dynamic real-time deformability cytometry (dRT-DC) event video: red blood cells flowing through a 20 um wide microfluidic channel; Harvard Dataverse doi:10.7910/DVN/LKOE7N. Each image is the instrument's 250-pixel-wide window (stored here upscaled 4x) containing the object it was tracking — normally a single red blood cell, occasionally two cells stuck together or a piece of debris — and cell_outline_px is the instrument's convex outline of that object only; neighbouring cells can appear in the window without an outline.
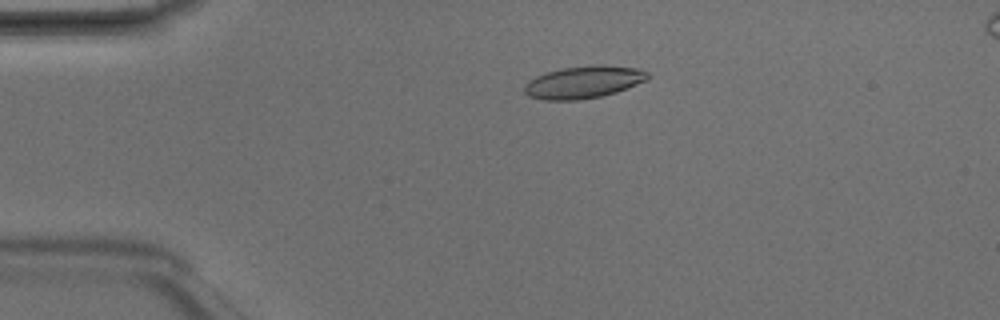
{"species": "Egyptian fruit bat (a non-hibernating species)", "species_latin": "Rousettus aegyptiacus", "temperature_condition": "room temperature", "stored_images_in_passage": 4, "camera_frame_rate_fps": 3000, "um_per_image_px": 0.085, "animal": {"sex": "male"}, "frame": {"image": 1, "passage_image": 2, "time_ms": 0.333, "image_size_px": [1000, 320], "cell_outline_px": [[648, 80], [616, 92], [600, 96], [580, 100], [544, 100], [528, 96], [524, 92], [524, 84], [528, 80], [536, 76], [548, 72], [564, 68], [600, 64], [636, 68], [648, 72]], "centroid_in_image_um": [49.59, 6.99], "position_along_channel_um": 35.4, "area_um2": 23.18}}